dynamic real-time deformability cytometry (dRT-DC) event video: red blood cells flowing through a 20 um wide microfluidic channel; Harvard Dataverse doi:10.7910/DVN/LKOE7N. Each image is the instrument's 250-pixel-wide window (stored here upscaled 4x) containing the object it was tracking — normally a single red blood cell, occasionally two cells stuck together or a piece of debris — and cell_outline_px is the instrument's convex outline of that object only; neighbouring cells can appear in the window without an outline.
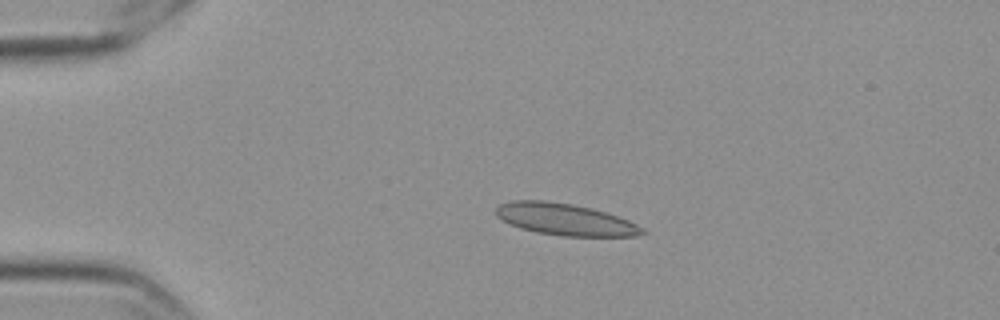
{"species": "Egyptian fruit bat (a non-hibernating species)", "species_latin": "Rousettus aegyptiacus", "temperature_condition": "cold", "stored_images_in_passage": 45, "camera_frame_rate_fps": 3000, "um_per_image_px": 0.085, "frame": {"image": 1, "passage_image": 1, "time_ms": 0.0, "image_size_px": [1000, 320], "cell_outline_px": [[648, 232], [636, 236], [564, 236], [536, 232], [520, 228], [508, 224], [500, 220], [496, 216], [496, 208], [500, 204], [512, 200], [548, 200], [572, 204], [592, 208], [628, 220], [644, 228]], "centroid_in_image_um": [48.0, 18.65], "position_along_channel_um": 37.0, "area_um2": 27.22}}
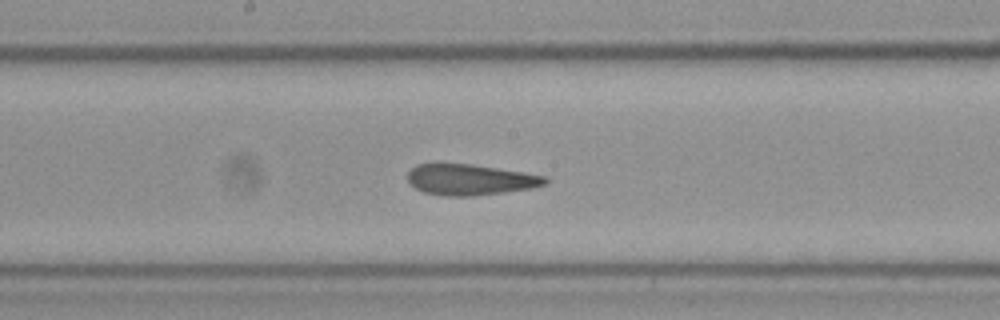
{"frame": {"image": 2, "passage_image": 19, "time_ms": 6.0, "image_size_px": [1000, 320], "cell_outline_px": [[548, 184], [532, 188], [504, 192], [468, 196], [444, 196], [424, 192], [408, 184], [408, 172], [416, 164], [472, 164], [524, 172], [544, 176], [548, 180]], "centroid_in_image_um": [39.96, 15.27], "position_along_channel_um": 208.2, "area_um2": 24.68}}
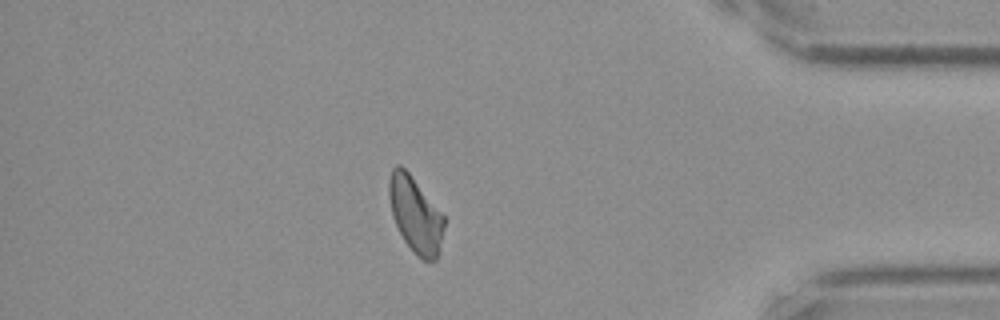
{"frame": {"image": 3, "passage_image": 38, "time_ms": 12.333, "image_size_px": [1000, 320], "cell_outline_px": [[444, 228], [436, 260], [424, 260], [404, 240], [392, 216], [388, 196], [388, 180], [392, 168], [396, 164], [400, 164], [408, 172], [444, 216]], "centroid_in_image_um": [35.27, 18.19], "position_along_channel_um": 399.9, "area_um2": 23.76}, "authors_computed_cell_mechanics": {"area_um2": 25.3164, "velocity_mm_per_s": 3.5501, "shape_relaxation_time_tau1_ms": null, "shape_relaxation_time_tau2_ms": 2.0193, "deformation_change_tau1": null, "deformation_change_tau2": 0.1082}}